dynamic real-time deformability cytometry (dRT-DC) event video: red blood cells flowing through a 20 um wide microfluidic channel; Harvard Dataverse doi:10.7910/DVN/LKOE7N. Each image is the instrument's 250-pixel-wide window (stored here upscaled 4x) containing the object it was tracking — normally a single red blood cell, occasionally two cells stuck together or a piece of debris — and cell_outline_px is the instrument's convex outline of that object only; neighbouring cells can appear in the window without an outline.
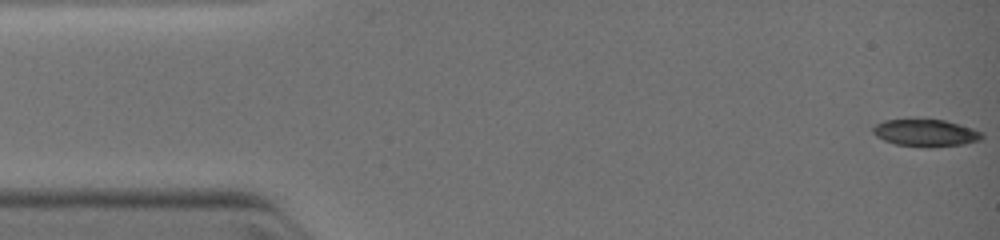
{"species": "common noctule bat (a hibernating species)", "species_latin": "Nyctalus noctula", "temperature_condition": "warm", "stored_images_in_passage": 53, "camera_frame_rate_fps": 3000, "um_per_image_px": 0.085, "animal": {"sex": "female", "body_mass_g": 19.0, "forearm_length_mm": 51.5}, "frame": {"image": 1, "passage_image": 1, "time_ms": 0.0, "image_size_px": [1000, 240], "cell_outline_px": [[984, 136], [980, 140], [964, 144], [896, 144], [884, 140], [876, 136], [872, 132], [872, 128], [876, 124], [884, 120], [944, 120], [972, 128], [980, 132]], "centroid_in_image_um": [78.65, 11.25], "position_along_channel_um": 6.3, "area_um2": 16.13}}
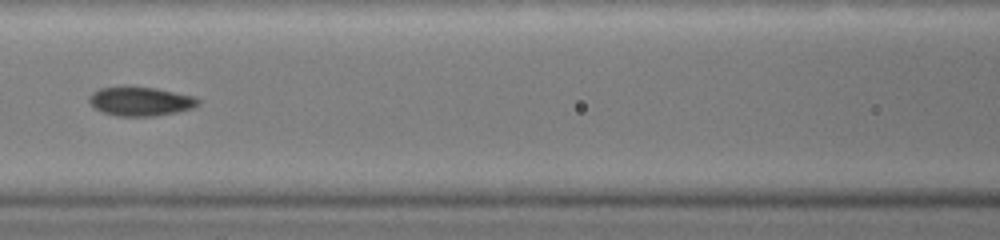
{"frame": {"image": 2, "passage_image": 30, "time_ms": 5.333, "image_size_px": [1000, 240], "cell_outline_px": [[200, 104], [192, 108], [176, 112], [152, 116], [116, 116], [104, 112], [96, 108], [88, 100], [92, 92], [100, 88], [156, 88], [192, 96], [200, 100]], "centroid_in_image_um": [11.96, 8.63], "position_along_channel_um": 154.6, "area_um2": 17.86}}
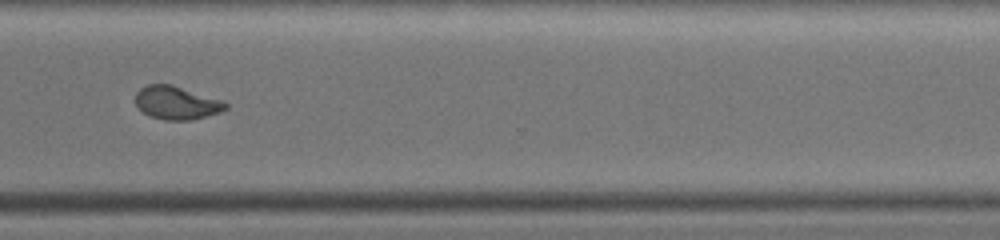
{"frame": {"image": 3, "passage_image": 52, "time_ms": 9.333, "image_size_px": [1000, 240], "cell_outline_px": [[228, 108], [220, 112], [188, 120], [164, 120], [148, 116], [136, 104], [136, 92], [140, 88], [148, 84], [172, 84], [224, 100], [228, 104]], "centroid_in_image_um": [15.02, 8.72], "position_along_channel_um": 355.6, "area_um2": 17.51}}